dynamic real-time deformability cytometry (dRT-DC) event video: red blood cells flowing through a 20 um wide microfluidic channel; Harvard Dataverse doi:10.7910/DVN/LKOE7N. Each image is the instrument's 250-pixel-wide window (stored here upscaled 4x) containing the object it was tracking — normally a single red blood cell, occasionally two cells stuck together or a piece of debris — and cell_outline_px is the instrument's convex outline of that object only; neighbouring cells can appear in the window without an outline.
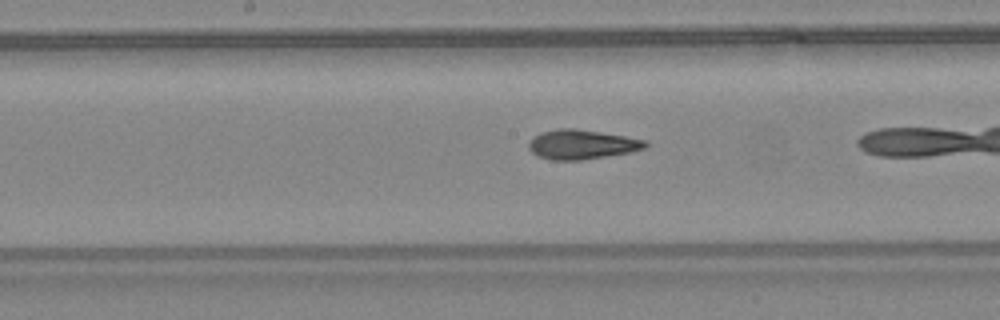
{"species": "common noctule bat (a hibernating species)", "species_latin": "Nyctalus noctula", "temperature_condition": "warm", "stored_images_in_passage": 35, "camera_frame_rate_fps": 3000, "um_per_image_px": 0.085, "animal": {"sex": "female", "body_mass_g": 24.6, "forearm_length_mm": 56.2}, "frame": {"image": 1, "passage_image": 23, "time_ms": 7.333, "image_size_px": [1000, 320], "cell_outline_px": [[648, 144], [644, 148], [632, 152], [580, 160], [552, 160], [536, 156], [528, 148], [528, 144], [532, 136], [540, 132], [556, 128], [576, 128], [648, 140]], "centroid_in_image_um": [49.42, 12.27], "position_along_channel_um": 198.8, "area_um2": 20.23}}
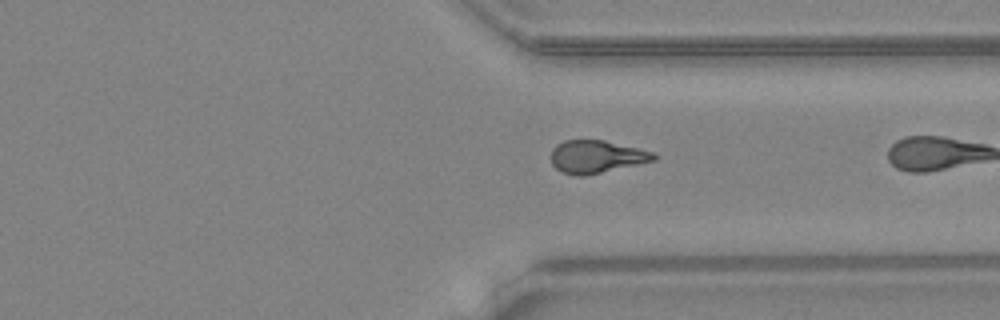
{"frame": {"image": 2, "passage_image": 34, "time_ms": 11.0, "image_size_px": [1000, 320], "cell_outline_px": [[656, 160], [584, 176], [576, 176], [560, 172], [552, 164], [552, 148], [556, 144], [564, 140], [604, 140], [656, 152]], "centroid_in_image_um": [50.69, 13.31], "position_along_channel_um": 360.7, "area_um2": 19.65}}